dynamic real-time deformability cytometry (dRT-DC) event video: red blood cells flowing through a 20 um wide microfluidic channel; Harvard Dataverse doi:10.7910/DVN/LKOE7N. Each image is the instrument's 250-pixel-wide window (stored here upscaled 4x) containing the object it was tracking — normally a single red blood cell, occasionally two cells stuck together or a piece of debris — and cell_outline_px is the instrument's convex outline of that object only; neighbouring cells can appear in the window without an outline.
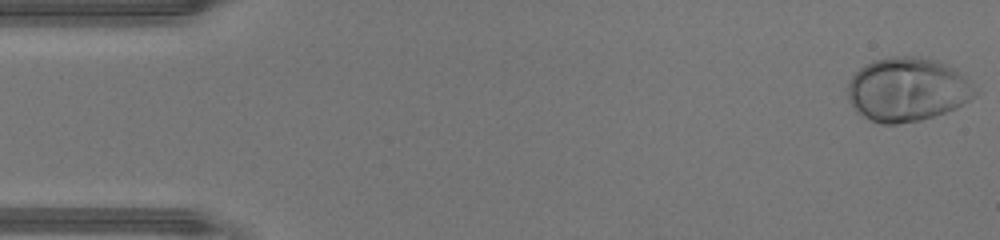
{"species": "human", "species_latin": "Homo sapiens", "temperature_condition": "warm", "stored_images_in_passage": 46, "camera_frame_rate_fps": 3000, "um_per_image_px": 0.085, "donor": {"sex": "male"}, "frame": {"image": 1, "passage_image": 1, "time_ms": 0.0, "image_size_px": [1000, 240], "cell_outline_px": [[980, 92], [976, 96], [956, 108], [920, 120], [896, 124], [884, 124], [872, 120], [856, 112], [848, 96], [848, 84], [852, 76], [864, 64], [872, 60], [892, 56], [916, 56], [936, 60], [956, 68]], "centroid_in_image_um": [77.14, 7.59], "position_along_channel_um": 7.9, "area_um2": 47.45}}
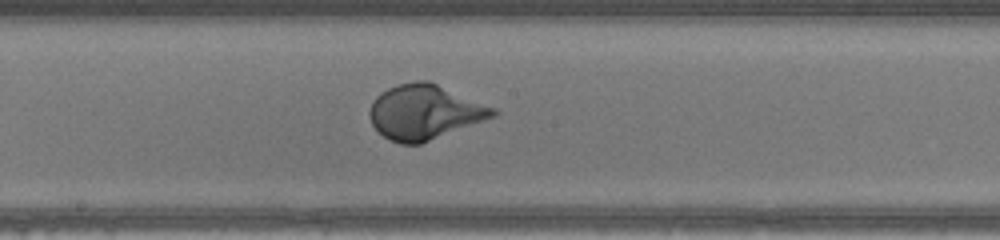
{"frame": {"image": 2, "passage_image": 24, "time_ms": 7.667, "image_size_px": [1000, 240], "cell_outline_px": [[500, 112], [496, 116], [420, 144], [400, 144], [384, 136], [372, 124], [368, 112], [372, 100], [380, 92], [396, 84], [416, 80], [428, 80], [496, 108]], "centroid_in_image_um": [36.09, 9.51], "position_along_channel_um": 212.1, "area_um2": 39.42}}
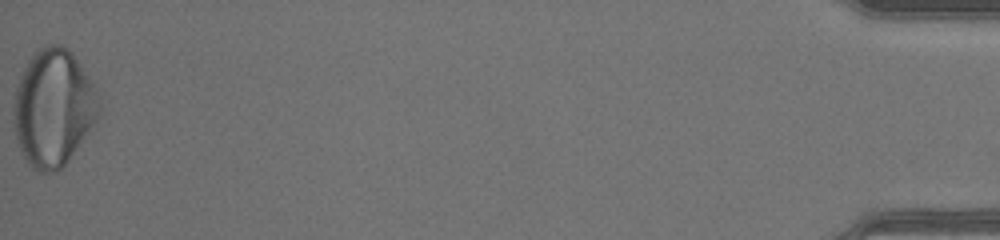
{"frame": {"image": 3, "passage_image": 46, "time_ms": 15.0, "image_size_px": [1000, 240], "cell_outline_px": [[100, 116], [68, 160], [56, 172], [36, 172], [28, 164], [20, 148], [16, 136], [12, 108], [16, 88], [20, 76], [28, 60], [40, 48], [48, 44], [60, 44], [68, 48], [72, 52], [96, 84], [100, 96]], "centroid_in_image_um": [4.57, 9.14], "position_along_channel_um": 430.6, "area_um2": 58.72}, "authors_computed_cell_mechanics": {"area_um2": 42.0495, "velocity_mm_per_s": 4.4779, "shape_relaxation_time_tau1_ms": 2.6664, "shape_relaxation_time_tau2_ms": null, "deformation_change_tau1": 0.1872, "deformation_change_tau2": null}}